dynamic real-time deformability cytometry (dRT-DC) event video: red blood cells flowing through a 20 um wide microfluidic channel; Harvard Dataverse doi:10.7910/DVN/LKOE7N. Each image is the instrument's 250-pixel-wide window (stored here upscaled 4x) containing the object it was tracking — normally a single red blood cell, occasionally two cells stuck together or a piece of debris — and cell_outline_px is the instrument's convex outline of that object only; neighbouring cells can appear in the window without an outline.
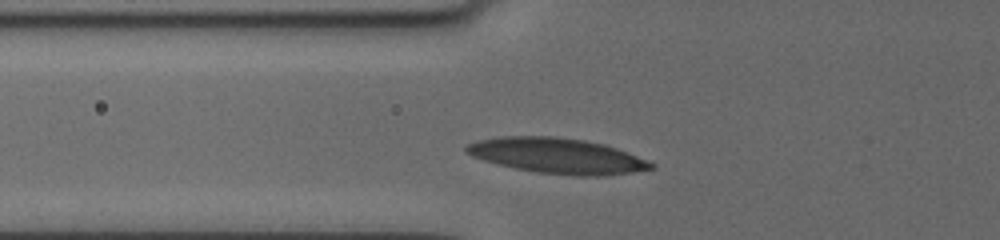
{"species": "human", "species_latin": "Homo sapiens", "temperature_condition": "cold", "stored_images_in_passage": 5, "camera_frame_rate_fps": 3000, "um_per_image_px": 0.085, "donor": {"sex": "female"}, "frame": {"image": 1, "passage_image": 2, "time_ms": 0.667, "image_size_px": [1000, 240], "cell_outline_px": [[656, 168], [632, 172], [604, 176], [576, 176], [536, 172], [496, 164], [472, 156], [464, 152], [464, 148], [468, 144], [476, 140], [500, 136], [556, 136], [584, 140], [604, 144], [616, 148], [648, 160], [656, 164]], "centroid_in_image_um": [47.36, 13.24], "position_along_channel_um": 78.4, "area_um2": 38.32}}
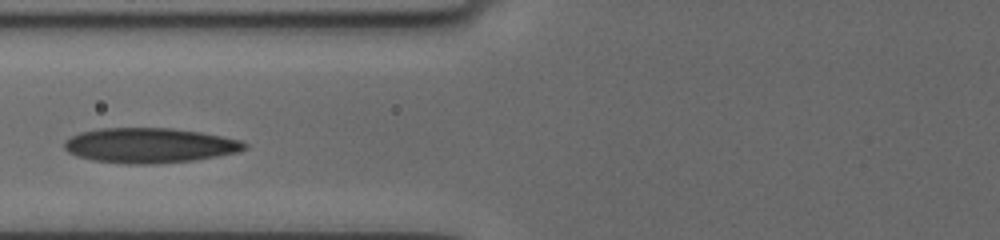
{"frame": {"image": 2, "passage_image": 3, "time_ms": 1.667, "image_size_px": [1000, 240], "cell_outline_px": [[248, 148], [236, 152], [216, 156], [192, 160], [152, 164], [124, 164], [92, 160], [76, 156], [68, 152], [64, 148], [64, 140], [80, 132], [100, 128], [172, 128], [200, 132], [240, 140], [248, 144]], "centroid_in_image_um": [12.67, 12.36], "position_along_channel_um": 113.1, "area_um2": 36.7}}
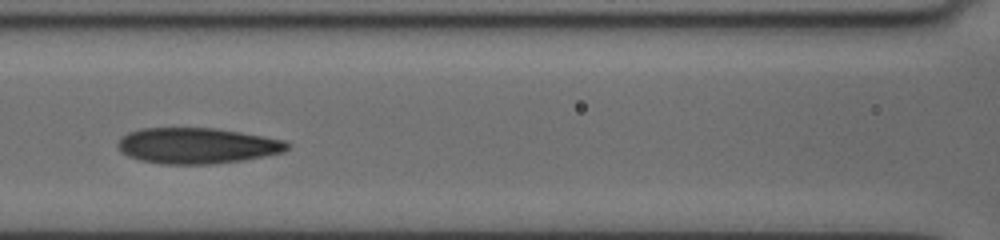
{"frame": {"image": 3, "passage_image": 4, "time_ms": 2.667, "image_size_px": [1000, 240], "cell_outline_px": [[292, 144], [284, 152], [244, 160], [212, 164], [160, 164], [140, 160], [128, 156], [120, 152], [116, 144], [128, 132], [140, 128], [216, 128], [264, 136], [284, 140]], "centroid_in_image_um": [16.75, 12.38], "position_along_channel_um": 149.8, "area_um2": 35.55}}